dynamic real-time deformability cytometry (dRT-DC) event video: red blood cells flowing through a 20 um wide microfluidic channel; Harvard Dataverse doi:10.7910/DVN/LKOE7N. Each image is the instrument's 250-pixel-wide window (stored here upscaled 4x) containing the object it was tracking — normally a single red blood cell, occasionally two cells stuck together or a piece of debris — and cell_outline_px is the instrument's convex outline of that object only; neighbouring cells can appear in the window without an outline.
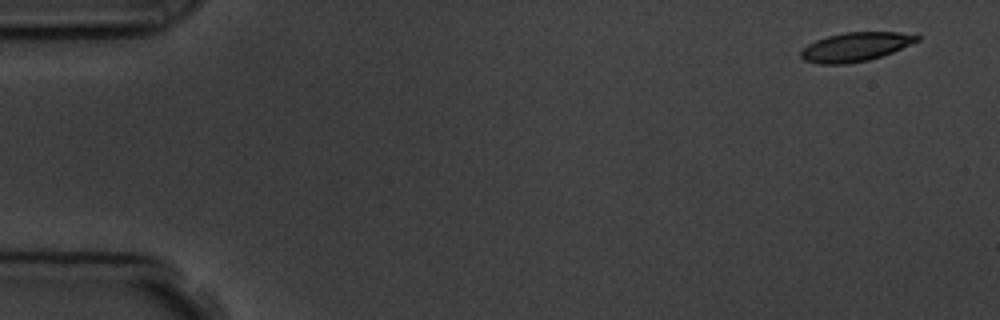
{"species": "common noctule bat (a hibernating species)", "species_latin": "Nyctalus noctula", "temperature_condition": "room temperature", "stored_images_in_passage": 4, "camera_frame_rate_fps": 3000, "um_per_image_px": 0.085, "animal": {"sex": "male", "body_mass_g": 19.5, "forearm_length_mm": 54.6}, "frame": {"image": 1, "passage_image": 1, "time_ms": 0.0, "image_size_px": [1000, 320], "cell_outline_px": [[920, 40], [892, 52], [868, 60], [844, 64], [820, 64], [804, 60], [800, 56], [800, 52], [808, 44], [816, 40], [828, 36], [844, 32], [900, 32], [920, 36]], "centroid_in_image_um": [72.7, 3.98], "position_along_channel_um": 12.3, "area_um2": 19.42}}
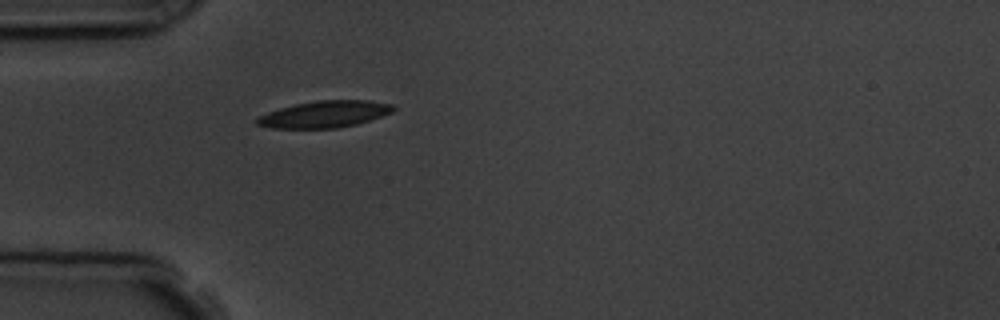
{"frame": {"image": 2, "passage_image": 4, "time_ms": 4.333, "image_size_px": [1000, 320], "cell_outline_px": [[396, 108], [392, 112], [356, 124], [336, 128], [272, 128], [256, 124], [256, 120], [260, 116], [268, 112], [280, 108], [296, 104], [316, 100], [368, 100], [392, 104]], "centroid_in_image_um": [27.59, 9.7], "position_along_channel_um": 57.4, "area_um2": 20.98}}